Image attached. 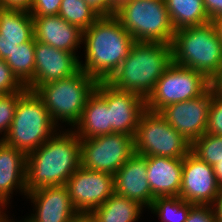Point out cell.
<instances>
[{
    "instance_id": "6da1fadb",
    "label": "cell",
    "mask_w": 222,
    "mask_h": 222,
    "mask_svg": "<svg viewBox=\"0 0 222 222\" xmlns=\"http://www.w3.org/2000/svg\"><path fill=\"white\" fill-rule=\"evenodd\" d=\"M61 131L26 156L27 193L43 187L65 185L81 166L80 138L73 129Z\"/></svg>"
},
{
    "instance_id": "7a4b0ae2",
    "label": "cell",
    "mask_w": 222,
    "mask_h": 222,
    "mask_svg": "<svg viewBox=\"0 0 222 222\" xmlns=\"http://www.w3.org/2000/svg\"><path fill=\"white\" fill-rule=\"evenodd\" d=\"M134 43V38L114 15L100 16L83 31L85 62L80 61V69L97 82L108 81Z\"/></svg>"
},
{
    "instance_id": "3957f363",
    "label": "cell",
    "mask_w": 222,
    "mask_h": 222,
    "mask_svg": "<svg viewBox=\"0 0 222 222\" xmlns=\"http://www.w3.org/2000/svg\"><path fill=\"white\" fill-rule=\"evenodd\" d=\"M171 63V44L135 42L107 82L116 89L134 92L146 99Z\"/></svg>"
},
{
    "instance_id": "277c9868",
    "label": "cell",
    "mask_w": 222,
    "mask_h": 222,
    "mask_svg": "<svg viewBox=\"0 0 222 222\" xmlns=\"http://www.w3.org/2000/svg\"><path fill=\"white\" fill-rule=\"evenodd\" d=\"M171 48L173 63L196 70L208 80L222 67V42L213 22L176 30Z\"/></svg>"
},
{
    "instance_id": "5b68a950",
    "label": "cell",
    "mask_w": 222,
    "mask_h": 222,
    "mask_svg": "<svg viewBox=\"0 0 222 222\" xmlns=\"http://www.w3.org/2000/svg\"><path fill=\"white\" fill-rule=\"evenodd\" d=\"M58 130L43 100L27 89L18 98L12 124L2 141L28 156Z\"/></svg>"
},
{
    "instance_id": "8992f818",
    "label": "cell",
    "mask_w": 222,
    "mask_h": 222,
    "mask_svg": "<svg viewBox=\"0 0 222 222\" xmlns=\"http://www.w3.org/2000/svg\"><path fill=\"white\" fill-rule=\"evenodd\" d=\"M96 85L97 81L80 69L70 77L40 85L35 92L43 100L57 127H60V121L66 122L73 129Z\"/></svg>"
},
{
    "instance_id": "52a82bcc",
    "label": "cell",
    "mask_w": 222,
    "mask_h": 222,
    "mask_svg": "<svg viewBox=\"0 0 222 222\" xmlns=\"http://www.w3.org/2000/svg\"><path fill=\"white\" fill-rule=\"evenodd\" d=\"M114 16L135 42L172 43L175 29L164 0H124Z\"/></svg>"
},
{
    "instance_id": "ba28073f",
    "label": "cell",
    "mask_w": 222,
    "mask_h": 222,
    "mask_svg": "<svg viewBox=\"0 0 222 222\" xmlns=\"http://www.w3.org/2000/svg\"><path fill=\"white\" fill-rule=\"evenodd\" d=\"M135 153L183 159L191 151V143L177 132L159 112L146 109L134 135Z\"/></svg>"
},
{
    "instance_id": "9c48e42d",
    "label": "cell",
    "mask_w": 222,
    "mask_h": 222,
    "mask_svg": "<svg viewBox=\"0 0 222 222\" xmlns=\"http://www.w3.org/2000/svg\"><path fill=\"white\" fill-rule=\"evenodd\" d=\"M209 87L210 80L202 73L172 62L145 99L146 109L160 112L170 104L199 97Z\"/></svg>"
},
{
    "instance_id": "30bf717a",
    "label": "cell",
    "mask_w": 222,
    "mask_h": 222,
    "mask_svg": "<svg viewBox=\"0 0 222 222\" xmlns=\"http://www.w3.org/2000/svg\"><path fill=\"white\" fill-rule=\"evenodd\" d=\"M81 166L114 175L135 153L134 136L111 133L80 139Z\"/></svg>"
},
{
    "instance_id": "8fae6325",
    "label": "cell",
    "mask_w": 222,
    "mask_h": 222,
    "mask_svg": "<svg viewBox=\"0 0 222 222\" xmlns=\"http://www.w3.org/2000/svg\"><path fill=\"white\" fill-rule=\"evenodd\" d=\"M65 185L76 211L89 215L114 193V175L80 166Z\"/></svg>"
},
{
    "instance_id": "7c38bea8",
    "label": "cell",
    "mask_w": 222,
    "mask_h": 222,
    "mask_svg": "<svg viewBox=\"0 0 222 222\" xmlns=\"http://www.w3.org/2000/svg\"><path fill=\"white\" fill-rule=\"evenodd\" d=\"M95 91L107 102L112 133L134 136L139 119L146 110L145 98L130 91L116 89L107 81H99Z\"/></svg>"
},
{
    "instance_id": "4fadbf2b",
    "label": "cell",
    "mask_w": 222,
    "mask_h": 222,
    "mask_svg": "<svg viewBox=\"0 0 222 222\" xmlns=\"http://www.w3.org/2000/svg\"><path fill=\"white\" fill-rule=\"evenodd\" d=\"M213 90L209 87L199 97L173 103L159 113L191 144L206 133Z\"/></svg>"
},
{
    "instance_id": "5bb4252c",
    "label": "cell",
    "mask_w": 222,
    "mask_h": 222,
    "mask_svg": "<svg viewBox=\"0 0 222 222\" xmlns=\"http://www.w3.org/2000/svg\"><path fill=\"white\" fill-rule=\"evenodd\" d=\"M220 190L213 166L190 151L183 158L179 197L193 205L212 206Z\"/></svg>"
},
{
    "instance_id": "9a60e30c",
    "label": "cell",
    "mask_w": 222,
    "mask_h": 222,
    "mask_svg": "<svg viewBox=\"0 0 222 222\" xmlns=\"http://www.w3.org/2000/svg\"><path fill=\"white\" fill-rule=\"evenodd\" d=\"M76 55L35 41L34 79L26 88L35 91L42 84L74 75L80 70V59Z\"/></svg>"
},
{
    "instance_id": "2e32d148",
    "label": "cell",
    "mask_w": 222,
    "mask_h": 222,
    "mask_svg": "<svg viewBox=\"0 0 222 222\" xmlns=\"http://www.w3.org/2000/svg\"><path fill=\"white\" fill-rule=\"evenodd\" d=\"M26 197L33 203L35 212L26 217L29 222H71L79 215L71 203L66 185L35 189Z\"/></svg>"
},
{
    "instance_id": "e0dca14e",
    "label": "cell",
    "mask_w": 222,
    "mask_h": 222,
    "mask_svg": "<svg viewBox=\"0 0 222 222\" xmlns=\"http://www.w3.org/2000/svg\"><path fill=\"white\" fill-rule=\"evenodd\" d=\"M114 193L150 208L155 197L147 180V156L134 153L114 174Z\"/></svg>"
},
{
    "instance_id": "ac0fdd59",
    "label": "cell",
    "mask_w": 222,
    "mask_h": 222,
    "mask_svg": "<svg viewBox=\"0 0 222 222\" xmlns=\"http://www.w3.org/2000/svg\"><path fill=\"white\" fill-rule=\"evenodd\" d=\"M36 41L59 50L75 53L83 40V31L71 25L59 15L32 17ZM78 48V49H77Z\"/></svg>"
},
{
    "instance_id": "d6986e66",
    "label": "cell",
    "mask_w": 222,
    "mask_h": 222,
    "mask_svg": "<svg viewBox=\"0 0 222 222\" xmlns=\"http://www.w3.org/2000/svg\"><path fill=\"white\" fill-rule=\"evenodd\" d=\"M183 159L162 156L147 157V180L152 195L179 197Z\"/></svg>"
},
{
    "instance_id": "ffe728a7",
    "label": "cell",
    "mask_w": 222,
    "mask_h": 222,
    "mask_svg": "<svg viewBox=\"0 0 222 222\" xmlns=\"http://www.w3.org/2000/svg\"><path fill=\"white\" fill-rule=\"evenodd\" d=\"M34 37L29 11L0 7V59L6 60L19 44Z\"/></svg>"
},
{
    "instance_id": "44dd1931",
    "label": "cell",
    "mask_w": 222,
    "mask_h": 222,
    "mask_svg": "<svg viewBox=\"0 0 222 222\" xmlns=\"http://www.w3.org/2000/svg\"><path fill=\"white\" fill-rule=\"evenodd\" d=\"M18 189L27 195L26 156L0 140V203L6 207L12 199L13 190Z\"/></svg>"
},
{
    "instance_id": "7402d4cb",
    "label": "cell",
    "mask_w": 222,
    "mask_h": 222,
    "mask_svg": "<svg viewBox=\"0 0 222 222\" xmlns=\"http://www.w3.org/2000/svg\"><path fill=\"white\" fill-rule=\"evenodd\" d=\"M73 130L80 139L112 133L108 104L96 91L88 97L82 116Z\"/></svg>"
},
{
    "instance_id": "603a6c76",
    "label": "cell",
    "mask_w": 222,
    "mask_h": 222,
    "mask_svg": "<svg viewBox=\"0 0 222 222\" xmlns=\"http://www.w3.org/2000/svg\"><path fill=\"white\" fill-rule=\"evenodd\" d=\"M143 209L138 202L113 193L89 215L94 222H136Z\"/></svg>"
},
{
    "instance_id": "cb8c5ba5",
    "label": "cell",
    "mask_w": 222,
    "mask_h": 222,
    "mask_svg": "<svg viewBox=\"0 0 222 222\" xmlns=\"http://www.w3.org/2000/svg\"><path fill=\"white\" fill-rule=\"evenodd\" d=\"M176 30L207 24L210 21L203 0H164Z\"/></svg>"
},
{
    "instance_id": "d4e9b609",
    "label": "cell",
    "mask_w": 222,
    "mask_h": 222,
    "mask_svg": "<svg viewBox=\"0 0 222 222\" xmlns=\"http://www.w3.org/2000/svg\"><path fill=\"white\" fill-rule=\"evenodd\" d=\"M35 37L19 44L5 60L12 73L26 87L34 79Z\"/></svg>"
},
{
    "instance_id": "484cf974",
    "label": "cell",
    "mask_w": 222,
    "mask_h": 222,
    "mask_svg": "<svg viewBox=\"0 0 222 222\" xmlns=\"http://www.w3.org/2000/svg\"><path fill=\"white\" fill-rule=\"evenodd\" d=\"M192 206L180 197H156L149 210L160 222H185Z\"/></svg>"
},
{
    "instance_id": "4316f807",
    "label": "cell",
    "mask_w": 222,
    "mask_h": 222,
    "mask_svg": "<svg viewBox=\"0 0 222 222\" xmlns=\"http://www.w3.org/2000/svg\"><path fill=\"white\" fill-rule=\"evenodd\" d=\"M58 15L82 31L100 17L84 0H62Z\"/></svg>"
},
{
    "instance_id": "83f0119b",
    "label": "cell",
    "mask_w": 222,
    "mask_h": 222,
    "mask_svg": "<svg viewBox=\"0 0 222 222\" xmlns=\"http://www.w3.org/2000/svg\"><path fill=\"white\" fill-rule=\"evenodd\" d=\"M191 152L211 166L222 161V136L205 133L191 144Z\"/></svg>"
},
{
    "instance_id": "f1b7e54d",
    "label": "cell",
    "mask_w": 222,
    "mask_h": 222,
    "mask_svg": "<svg viewBox=\"0 0 222 222\" xmlns=\"http://www.w3.org/2000/svg\"><path fill=\"white\" fill-rule=\"evenodd\" d=\"M26 90L27 88L24 87L21 91L0 95V134L2 135L3 133V137H1L0 140H2L9 131L14 118L18 98Z\"/></svg>"
},
{
    "instance_id": "f546056e",
    "label": "cell",
    "mask_w": 222,
    "mask_h": 222,
    "mask_svg": "<svg viewBox=\"0 0 222 222\" xmlns=\"http://www.w3.org/2000/svg\"><path fill=\"white\" fill-rule=\"evenodd\" d=\"M206 133L222 136V98L212 93Z\"/></svg>"
},
{
    "instance_id": "4dcf8cb0",
    "label": "cell",
    "mask_w": 222,
    "mask_h": 222,
    "mask_svg": "<svg viewBox=\"0 0 222 222\" xmlns=\"http://www.w3.org/2000/svg\"><path fill=\"white\" fill-rule=\"evenodd\" d=\"M25 86L12 73L6 61L0 59V95L21 91Z\"/></svg>"
},
{
    "instance_id": "1f68e13d",
    "label": "cell",
    "mask_w": 222,
    "mask_h": 222,
    "mask_svg": "<svg viewBox=\"0 0 222 222\" xmlns=\"http://www.w3.org/2000/svg\"><path fill=\"white\" fill-rule=\"evenodd\" d=\"M61 2L62 0H34L29 13L32 17L58 15Z\"/></svg>"
},
{
    "instance_id": "d6a6232c",
    "label": "cell",
    "mask_w": 222,
    "mask_h": 222,
    "mask_svg": "<svg viewBox=\"0 0 222 222\" xmlns=\"http://www.w3.org/2000/svg\"><path fill=\"white\" fill-rule=\"evenodd\" d=\"M185 222H216L213 207L210 205H193Z\"/></svg>"
},
{
    "instance_id": "836d02e7",
    "label": "cell",
    "mask_w": 222,
    "mask_h": 222,
    "mask_svg": "<svg viewBox=\"0 0 222 222\" xmlns=\"http://www.w3.org/2000/svg\"><path fill=\"white\" fill-rule=\"evenodd\" d=\"M100 16L114 15L115 8L107 0H84Z\"/></svg>"
},
{
    "instance_id": "e575fe53",
    "label": "cell",
    "mask_w": 222,
    "mask_h": 222,
    "mask_svg": "<svg viewBox=\"0 0 222 222\" xmlns=\"http://www.w3.org/2000/svg\"><path fill=\"white\" fill-rule=\"evenodd\" d=\"M211 22L222 16V0H203Z\"/></svg>"
},
{
    "instance_id": "d590c367",
    "label": "cell",
    "mask_w": 222,
    "mask_h": 222,
    "mask_svg": "<svg viewBox=\"0 0 222 222\" xmlns=\"http://www.w3.org/2000/svg\"><path fill=\"white\" fill-rule=\"evenodd\" d=\"M34 0H0V7L30 11Z\"/></svg>"
},
{
    "instance_id": "8d00e7d4",
    "label": "cell",
    "mask_w": 222,
    "mask_h": 222,
    "mask_svg": "<svg viewBox=\"0 0 222 222\" xmlns=\"http://www.w3.org/2000/svg\"><path fill=\"white\" fill-rule=\"evenodd\" d=\"M210 87L213 93L222 98V67L217 74L210 80Z\"/></svg>"
},
{
    "instance_id": "74e56055",
    "label": "cell",
    "mask_w": 222,
    "mask_h": 222,
    "mask_svg": "<svg viewBox=\"0 0 222 222\" xmlns=\"http://www.w3.org/2000/svg\"><path fill=\"white\" fill-rule=\"evenodd\" d=\"M212 207L215 212L216 222H222V188L217 198L215 199Z\"/></svg>"
},
{
    "instance_id": "f35d334b",
    "label": "cell",
    "mask_w": 222,
    "mask_h": 222,
    "mask_svg": "<svg viewBox=\"0 0 222 222\" xmlns=\"http://www.w3.org/2000/svg\"><path fill=\"white\" fill-rule=\"evenodd\" d=\"M213 170L216 176V180L219 186L222 188V161L217 162L215 165H213Z\"/></svg>"
},
{
    "instance_id": "ab89813d",
    "label": "cell",
    "mask_w": 222,
    "mask_h": 222,
    "mask_svg": "<svg viewBox=\"0 0 222 222\" xmlns=\"http://www.w3.org/2000/svg\"><path fill=\"white\" fill-rule=\"evenodd\" d=\"M71 222H94V220L90 217V215L79 214L75 219Z\"/></svg>"
},
{
    "instance_id": "60d3db41",
    "label": "cell",
    "mask_w": 222,
    "mask_h": 222,
    "mask_svg": "<svg viewBox=\"0 0 222 222\" xmlns=\"http://www.w3.org/2000/svg\"><path fill=\"white\" fill-rule=\"evenodd\" d=\"M213 23L216 26V30H217L220 40L222 42V16L219 17L218 19L214 20Z\"/></svg>"
},
{
    "instance_id": "b9f144b4",
    "label": "cell",
    "mask_w": 222,
    "mask_h": 222,
    "mask_svg": "<svg viewBox=\"0 0 222 222\" xmlns=\"http://www.w3.org/2000/svg\"><path fill=\"white\" fill-rule=\"evenodd\" d=\"M12 220L13 219L8 218V215L5 212H3L2 215L0 216V222H15L14 220L13 221ZM17 222H19V221H17ZM20 222H29V221L27 220V218H25L22 221L20 220Z\"/></svg>"
},
{
    "instance_id": "7bdbcfd3",
    "label": "cell",
    "mask_w": 222,
    "mask_h": 222,
    "mask_svg": "<svg viewBox=\"0 0 222 222\" xmlns=\"http://www.w3.org/2000/svg\"><path fill=\"white\" fill-rule=\"evenodd\" d=\"M114 8L119 6L124 0H107Z\"/></svg>"
},
{
    "instance_id": "ee69618b",
    "label": "cell",
    "mask_w": 222,
    "mask_h": 222,
    "mask_svg": "<svg viewBox=\"0 0 222 222\" xmlns=\"http://www.w3.org/2000/svg\"><path fill=\"white\" fill-rule=\"evenodd\" d=\"M5 207L0 203V216L2 215Z\"/></svg>"
}]
</instances>
